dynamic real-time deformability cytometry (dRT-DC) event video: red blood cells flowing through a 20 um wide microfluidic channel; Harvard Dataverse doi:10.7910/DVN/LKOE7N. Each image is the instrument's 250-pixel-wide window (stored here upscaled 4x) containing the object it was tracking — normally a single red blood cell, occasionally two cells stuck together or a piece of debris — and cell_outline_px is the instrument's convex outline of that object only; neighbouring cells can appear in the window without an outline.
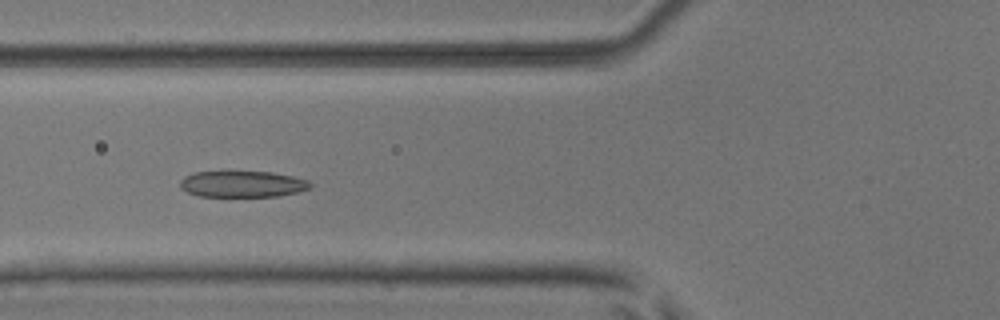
{"species": "common noctule bat (a hibernating species)", "species_latin": "Nyctalus noctula", "temperature_condition": "room temperature", "stored_images_in_passage": 52, "camera_frame_rate_fps": 3000, "um_per_image_px": 0.085, "animal": {"sex": "male", "body_mass_g": 17.9, "forearm_length_mm": 54.2}, "frame": {"image": 1, "passage_image": 20, "time_ms": 6.333, "image_size_px": [1000, 320], "cell_outline_px": [[312, 184], [308, 188], [296, 192], [276, 196], [200, 196], [188, 192], [180, 188], [180, 180], [184, 176], [196, 172], [272, 172], [292, 176], [308, 180]], "centroid_in_image_um": [20.58, 15.64], "position_along_channel_um": 105.2, "area_um2": 19.65}}
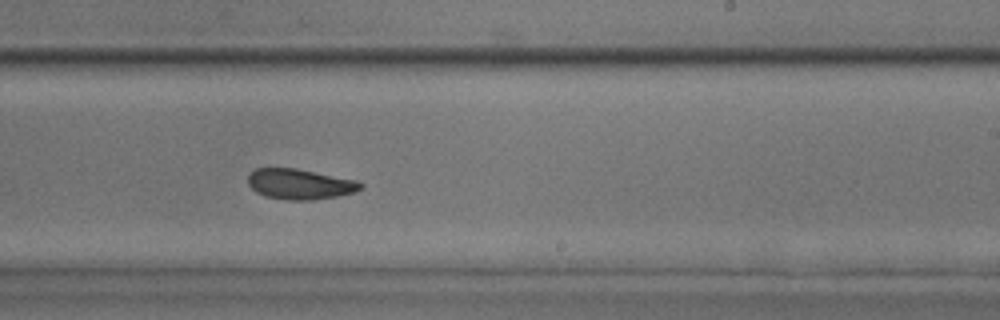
{"frame": {"image": 2, "passage_image": 32, "time_ms": 10.333, "image_size_px": [1000, 320], "cell_outline_px": [[364, 188], [356, 192], [336, 196], [312, 200], [284, 200], [264, 196], [256, 192], [248, 184], [248, 176], [256, 168], [296, 168], [356, 180], [364, 184]], "centroid_in_image_um": [25.5, 15.65], "position_along_channel_um": 263.5, "area_um2": 20.06}}
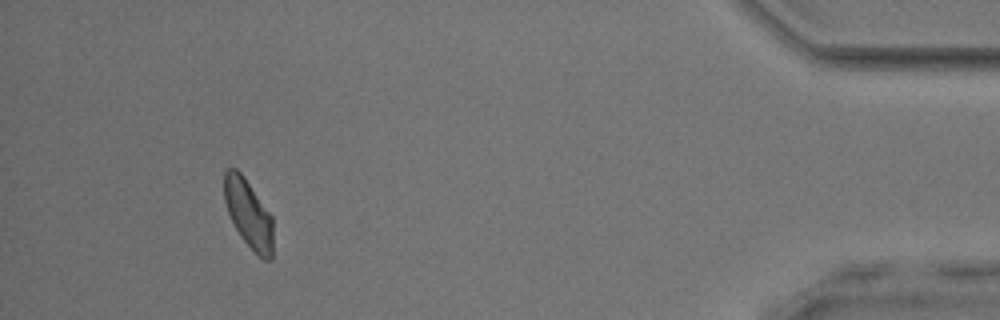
{"frame": {"image": 3, "passage_image": 48, "time_ms": 15.667, "image_size_px": [1000, 320], "cell_outline_px": [[272, 260], [264, 260], [240, 236], [228, 212], [224, 200], [224, 172], [228, 168], [236, 168], [244, 176], [272, 216]], "centroid_in_image_um": [21.11, 18.13], "position_along_channel_um": 414.1, "area_um2": 19.19}, "authors_computed_cell_mechanics": {"area_um2": 20.6346, "velocity_mm_per_s": 3.979, "shape_relaxation_time_tau1_ms": 2.8769, "shape_relaxation_time_tau2_ms": 1.9832, "deformation_change_tau1": 0.1242, "deformation_change_tau2": 0.0741}}